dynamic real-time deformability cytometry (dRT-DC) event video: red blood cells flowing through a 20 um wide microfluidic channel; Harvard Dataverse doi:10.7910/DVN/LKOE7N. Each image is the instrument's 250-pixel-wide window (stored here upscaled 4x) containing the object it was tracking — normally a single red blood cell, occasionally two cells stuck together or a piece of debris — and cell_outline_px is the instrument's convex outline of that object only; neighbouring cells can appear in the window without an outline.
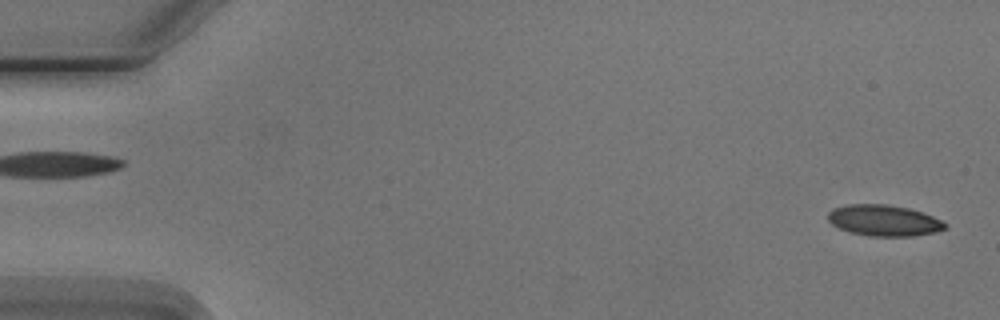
{"species": "Egyptian fruit bat (a non-hibernating species)", "species_latin": "Rousettus aegyptiacus", "temperature_condition": "cold", "stored_images_in_passage": 4, "segment_of_instrument_passage": [2, 2], "camera_frame_rate_fps": 3000, "um_per_image_px": 0.085, "animal": {"sex": "male"}, "frame": {"image": 1, "passage_image": 4, "time_ms": 3.333, "image_size_px": [1000, 320], "cell_outline_px": [[948, 228], [936, 232], [912, 236], [868, 236], [848, 232], [832, 224], [828, 220], [828, 212], [832, 208], [848, 204], [884, 204], [908, 208], [932, 216], [948, 224]], "centroid_in_image_um": [75.12, 18.74], "position_along_channel_um": 9.9, "area_um2": 21.27}}